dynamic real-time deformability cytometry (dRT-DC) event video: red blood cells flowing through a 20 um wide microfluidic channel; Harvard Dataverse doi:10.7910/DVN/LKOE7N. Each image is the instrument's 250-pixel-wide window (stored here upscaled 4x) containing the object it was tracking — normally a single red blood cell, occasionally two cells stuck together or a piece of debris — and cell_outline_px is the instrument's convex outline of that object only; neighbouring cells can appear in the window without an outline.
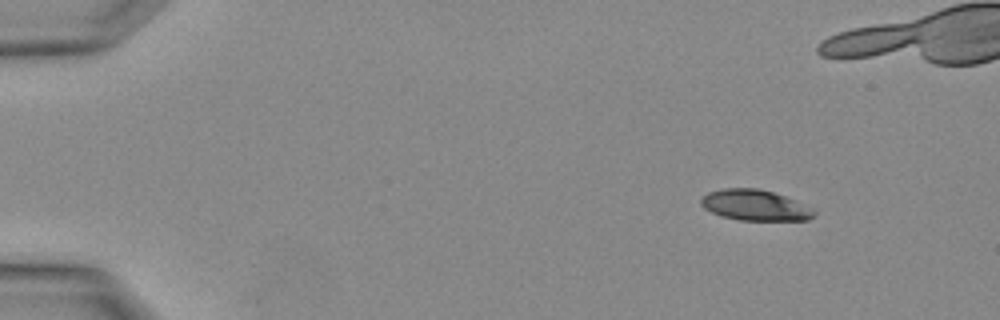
{"species": "Egyptian fruit bat (a non-hibernating species)", "species_latin": "Rousettus aegyptiacus", "temperature_condition": "warm", "stored_images_in_passage": 4, "camera_frame_rate_fps": 3000, "um_per_image_px": 0.085, "animal": {"sex": "female"}, "frame": {"image": 1, "passage_image": 1, "time_ms": 0.0, "image_size_px": [1000, 320], "cell_outline_px": [[816, 216], [808, 220], [740, 220], [720, 216], [704, 208], [700, 204], [700, 200], [708, 192], [724, 188], [756, 188], [772, 192], [784, 196], [812, 208], [816, 212]], "centroid_in_image_um": [64.17, 17.45], "position_along_channel_um": 20.8, "area_um2": 20.17}}